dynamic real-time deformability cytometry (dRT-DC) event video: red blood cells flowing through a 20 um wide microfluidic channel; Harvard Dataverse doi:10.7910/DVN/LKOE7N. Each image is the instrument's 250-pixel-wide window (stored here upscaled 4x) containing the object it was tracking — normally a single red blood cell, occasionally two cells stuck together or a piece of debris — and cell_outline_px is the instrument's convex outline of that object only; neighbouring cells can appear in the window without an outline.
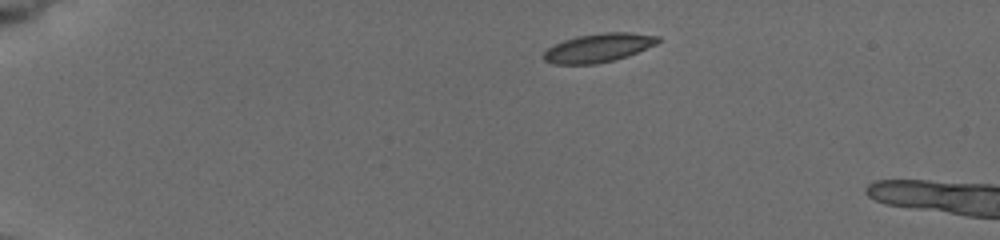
{"species": "common noctule bat (a hibernating species)", "species_latin": "Nyctalus noctula", "temperature_condition": "cold", "stored_images_in_passage": 16, "camera_frame_rate_fps": 3000, "um_per_image_px": 0.085, "animal": {"sex": "female", "body_mass_g": 19.5, "forearm_length_mm": 54.1}, "frame": {"image": 1, "passage_image": 1, "time_ms": 0.0, "image_size_px": [1000, 240], "cell_outline_px": [[660, 40], [656, 44], [628, 56], [596, 64], [552, 64], [544, 60], [544, 52], [548, 48], [564, 40], [576, 36], [600, 32], [628, 32], [660, 36]], "centroid_in_image_um": [50.87, 4.05], "position_along_channel_um": 34.1, "area_um2": 19.07}}